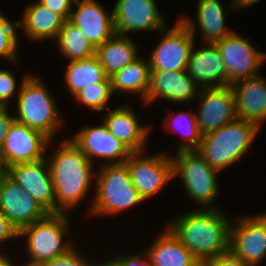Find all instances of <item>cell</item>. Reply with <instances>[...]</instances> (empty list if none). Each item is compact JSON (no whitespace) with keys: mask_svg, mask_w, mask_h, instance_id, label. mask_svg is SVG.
<instances>
[{"mask_svg":"<svg viewBox=\"0 0 266 266\" xmlns=\"http://www.w3.org/2000/svg\"><path fill=\"white\" fill-rule=\"evenodd\" d=\"M142 153H132L125 163L132 184L140 197L146 200L174 177L173 160L163 153L143 158L144 156L140 157Z\"/></svg>","mask_w":266,"mask_h":266,"instance_id":"30bf717a","label":"cell"},{"mask_svg":"<svg viewBox=\"0 0 266 266\" xmlns=\"http://www.w3.org/2000/svg\"><path fill=\"white\" fill-rule=\"evenodd\" d=\"M50 160H46L55 193V213H64L87 194L93 162L71 140H65Z\"/></svg>","mask_w":266,"mask_h":266,"instance_id":"7a4b0ae2","label":"cell"},{"mask_svg":"<svg viewBox=\"0 0 266 266\" xmlns=\"http://www.w3.org/2000/svg\"><path fill=\"white\" fill-rule=\"evenodd\" d=\"M218 210H194L180 216L168 227L201 264L230 251L232 222Z\"/></svg>","mask_w":266,"mask_h":266,"instance_id":"6da1fadb","label":"cell"},{"mask_svg":"<svg viewBox=\"0 0 266 266\" xmlns=\"http://www.w3.org/2000/svg\"><path fill=\"white\" fill-rule=\"evenodd\" d=\"M19 232L9 219L0 211V243L9 239L19 238Z\"/></svg>","mask_w":266,"mask_h":266,"instance_id":"74e56055","label":"cell"},{"mask_svg":"<svg viewBox=\"0 0 266 266\" xmlns=\"http://www.w3.org/2000/svg\"><path fill=\"white\" fill-rule=\"evenodd\" d=\"M150 76V63L137 58L110 77L112 92H138L145 102L150 87Z\"/></svg>","mask_w":266,"mask_h":266,"instance_id":"4316f807","label":"cell"},{"mask_svg":"<svg viewBox=\"0 0 266 266\" xmlns=\"http://www.w3.org/2000/svg\"><path fill=\"white\" fill-rule=\"evenodd\" d=\"M67 218L65 212L48 213L43 219L19 231V238L25 236L27 239V251L31 257L24 266H40L43 262L66 254L73 248L72 243L62 242L68 230Z\"/></svg>","mask_w":266,"mask_h":266,"instance_id":"5b68a950","label":"cell"},{"mask_svg":"<svg viewBox=\"0 0 266 266\" xmlns=\"http://www.w3.org/2000/svg\"><path fill=\"white\" fill-rule=\"evenodd\" d=\"M197 21L204 42L215 43L234 31L225 27L226 13L219 0H198Z\"/></svg>","mask_w":266,"mask_h":266,"instance_id":"83f0119b","label":"cell"},{"mask_svg":"<svg viewBox=\"0 0 266 266\" xmlns=\"http://www.w3.org/2000/svg\"><path fill=\"white\" fill-rule=\"evenodd\" d=\"M22 21H18L19 27L24 28L30 41L57 38L64 25L65 19L51 11L41 3L29 4L24 9Z\"/></svg>","mask_w":266,"mask_h":266,"instance_id":"cb8c5ba5","label":"cell"},{"mask_svg":"<svg viewBox=\"0 0 266 266\" xmlns=\"http://www.w3.org/2000/svg\"><path fill=\"white\" fill-rule=\"evenodd\" d=\"M92 266H120L114 259L111 260V261H107V262H104L103 263H96V264H93Z\"/></svg>","mask_w":266,"mask_h":266,"instance_id":"b9f144b4","label":"cell"},{"mask_svg":"<svg viewBox=\"0 0 266 266\" xmlns=\"http://www.w3.org/2000/svg\"><path fill=\"white\" fill-rule=\"evenodd\" d=\"M0 211L18 232L48 214L27 191L7 175L0 184Z\"/></svg>","mask_w":266,"mask_h":266,"instance_id":"9a60e30c","label":"cell"},{"mask_svg":"<svg viewBox=\"0 0 266 266\" xmlns=\"http://www.w3.org/2000/svg\"><path fill=\"white\" fill-rule=\"evenodd\" d=\"M259 129L255 123L237 118L232 123L203 135L196 151L220 172L245 155Z\"/></svg>","mask_w":266,"mask_h":266,"instance_id":"3957f363","label":"cell"},{"mask_svg":"<svg viewBox=\"0 0 266 266\" xmlns=\"http://www.w3.org/2000/svg\"><path fill=\"white\" fill-rule=\"evenodd\" d=\"M112 12L117 34L144 30L162 32L166 29L154 0H118Z\"/></svg>","mask_w":266,"mask_h":266,"instance_id":"2e32d148","label":"cell"},{"mask_svg":"<svg viewBox=\"0 0 266 266\" xmlns=\"http://www.w3.org/2000/svg\"><path fill=\"white\" fill-rule=\"evenodd\" d=\"M258 1L260 0H232V6H234L235 10H237L238 8L240 9V7H251L252 5L256 4Z\"/></svg>","mask_w":266,"mask_h":266,"instance_id":"ab89813d","label":"cell"},{"mask_svg":"<svg viewBox=\"0 0 266 266\" xmlns=\"http://www.w3.org/2000/svg\"><path fill=\"white\" fill-rule=\"evenodd\" d=\"M194 23L188 18H180L151 53L150 69L163 71L186 70L190 52L194 46Z\"/></svg>","mask_w":266,"mask_h":266,"instance_id":"ba28073f","label":"cell"},{"mask_svg":"<svg viewBox=\"0 0 266 266\" xmlns=\"http://www.w3.org/2000/svg\"><path fill=\"white\" fill-rule=\"evenodd\" d=\"M238 119L261 126L266 120V80L256 75L233 84Z\"/></svg>","mask_w":266,"mask_h":266,"instance_id":"44dd1931","label":"cell"},{"mask_svg":"<svg viewBox=\"0 0 266 266\" xmlns=\"http://www.w3.org/2000/svg\"><path fill=\"white\" fill-rule=\"evenodd\" d=\"M60 52L70 61L88 58L95 54V47L79 28L66 19L56 38Z\"/></svg>","mask_w":266,"mask_h":266,"instance_id":"f1b7e54d","label":"cell"},{"mask_svg":"<svg viewBox=\"0 0 266 266\" xmlns=\"http://www.w3.org/2000/svg\"><path fill=\"white\" fill-rule=\"evenodd\" d=\"M17 100L15 121L41 132L50 140L59 127L61 117L47 88L40 79L27 75L22 81Z\"/></svg>","mask_w":266,"mask_h":266,"instance_id":"277c9868","label":"cell"},{"mask_svg":"<svg viewBox=\"0 0 266 266\" xmlns=\"http://www.w3.org/2000/svg\"><path fill=\"white\" fill-rule=\"evenodd\" d=\"M215 44L227 68V86L258 75L257 68L266 59L265 53L255 50L235 32Z\"/></svg>","mask_w":266,"mask_h":266,"instance_id":"9c48e42d","label":"cell"},{"mask_svg":"<svg viewBox=\"0 0 266 266\" xmlns=\"http://www.w3.org/2000/svg\"><path fill=\"white\" fill-rule=\"evenodd\" d=\"M15 76L9 70L0 69V103L7 106L16 89Z\"/></svg>","mask_w":266,"mask_h":266,"instance_id":"836d02e7","label":"cell"},{"mask_svg":"<svg viewBox=\"0 0 266 266\" xmlns=\"http://www.w3.org/2000/svg\"><path fill=\"white\" fill-rule=\"evenodd\" d=\"M153 243L145 251L150 266H202L168 228Z\"/></svg>","mask_w":266,"mask_h":266,"instance_id":"603a6c76","label":"cell"},{"mask_svg":"<svg viewBox=\"0 0 266 266\" xmlns=\"http://www.w3.org/2000/svg\"><path fill=\"white\" fill-rule=\"evenodd\" d=\"M137 53L135 43L126 35L117 33L95 49V55L109 78L137 59Z\"/></svg>","mask_w":266,"mask_h":266,"instance_id":"d4e9b609","label":"cell"},{"mask_svg":"<svg viewBox=\"0 0 266 266\" xmlns=\"http://www.w3.org/2000/svg\"><path fill=\"white\" fill-rule=\"evenodd\" d=\"M38 2L51 9V11L60 14L65 20L70 18L71 5L74 4L72 0H39Z\"/></svg>","mask_w":266,"mask_h":266,"instance_id":"d590c367","label":"cell"},{"mask_svg":"<svg viewBox=\"0 0 266 266\" xmlns=\"http://www.w3.org/2000/svg\"><path fill=\"white\" fill-rule=\"evenodd\" d=\"M190 52L187 73L201 88L227 87V68L215 43Z\"/></svg>","mask_w":266,"mask_h":266,"instance_id":"ac0fdd59","label":"cell"},{"mask_svg":"<svg viewBox=\"0 0 266 266\" xmlns=\"http://www.w3.org/2000/svg\"><path fill=\"white\" fill-rule=\"evenodd\" d=\"M74 3L77 10L71 12L69 20L79 28L95 48L116 33L113 12L106 14L95 0H79Z\"/></svg>","mask_w":266,"mask_h":266,"instance_id":"d6986e66","label":"cell"},{"mask_svg":"<svg viewBox=\"0 0 266 266\" xmlns=\"http://www.w3.org/2000/svg\"><path fill=\"white\" fill-rule=\"evenodd\" d=\"M19 27L18 21L14 24L0 12V57L15 63L18 37L15 29Z\"/></svg>","mask_w":266,"mask_h":266,"instance_id":"1f68e13d","label":"cell"},{"mask_svg":"<svg viewBox=\"0 0 266 266\" xmlns=\"http://www.w3.org/2000/svg\"><path fill=\"white\" fill-rule=\"evenodd\" d=\"M201 89L200 109L196 115L202 135L232 123L236 115L235 95L231 86Z\"/></svg>","mask_w":266,"mask_h":266,"instance_id":"5bb4252c","label":"cell"},{"mask_svg":"<svg viewBox=\"0 0 266 266\" xmlns=\"http://www.w3.org/2000/svg\"><path fill=\"white\" fill-rule=\"evenodd\" d=\"M174 116V124L170 123L171 126L173 127V131L178 133L179 131L183 130V136L185 135L187 138V141L189 144H185L183 142L180 143L177 147V152L178 151H184V150H197L200 147L201 140H202V133L200 132V129L198 127V122L196 120V114L192 113L190 116L187 115L186 112H180L179 114L172 115ZM186 116V117H185ZM180 126H179V125ZM184 124V125H183ZM174 125V126H173ZM177 129H175L176 127ZM179 130V131H178ZM182 133V132H181Z\"/></svg>","mask_w":266,"mask_h":266,"instance_id":"f546056e","label":"cell"},{"mask_svg":"<svg viewBox=\"0 0 266 266\" xmlns=\"http://www.w3.org/2000/svg\"><path fill=\"white\" fill-rule=\"evenodd\" d=\"M98 174L91 214L117 213L144 201L131 182L126 163H108Z\"/></svg>","mask_w":266,"mask_h":266,"instance_id":"8992f818","label":"cell"},{"mask_svg":"<svg viewBox=\"0 0 266 266\" xmlns=\"http://www.w3.org/2000/svg\"><path fill=\"white\" fill-rule=\"evenodd\" d=\"M111 82H95L84 87L74 97L89 110L102 111L112 96Z\"/></svg>","mask_w":266,"mask_h":266,"instance_id":"4dcf8cb0","label":"cell"},{"mask_svg":"<svg viewBox=\"0 0 266 266\" xmlns=\"http://www.w3.org/2000/svg\"><path fill=\"white\" fill-rule=\"evenodd\" d=\"M5 175H6V170L0 166V184Z\"/></svg>","mask_w":266,"mask_h":266,"instance_id":"7bdbcfd3","label":"cell"},{"mask_svg":"<svg viewBox=\"0 0 266 266\" xmlns=\"http://www.w3.org/2000/svg\"><path fill=\"white\" fill-rule=\"evenodd\" d=\"M144 255V256H143ZM120 266H150L148 256L143 253L134 256H119L114 259Z\"/></svg>","mask_w":266,"mask_h":266,"instance_id":"f35d334b","label":"cell"},{"mask_svg":"<svg viewBox=\"0 0 266 266\" xmlns=\"http://www.w3.org/2000/svg\"><path fill=\"white\" fill-rule=\"evenodd\" d=\"M0 266H14L11 260L7 258V256L0 253Z\"/></svg>","mask_w":266,"mask_h":266,"instance_id":"60d3db41","label":"cell"},{"mask_svg":"<svg viewBox=\"0 0 266 266\" xmlns=\"http://www.w3.org/2000/svg\"><path fill=\"white\" fill-rule=\"evenodd\" d=\"M7 109V106H3L2 108H0V152L3 147L5 138L9 132V129L15 121V117H11V115L9 116Z\"/></svg>","mask_w":266,"mask_h":266,"instance_id":"8d00e7d4","label":"cell"},{"mask_svg":"<svg viewBox=\"0 0 266 266\" xmlns=\"http://www.w3.org/2000/svg\"><path fill=\"white\" fill-rule=\"evenodd\" d=\"M93 264H88L80 254L77 253L74 247L71 248L66 254L59 257H55L52 260L43 262L40 266H92Z\"/></svg>","mask_w":266,"mask_h":266,"instance_id":"d6a6232c","label":"cell"},{"mask_svg":"<svg viewBox=\"0 0 266 266\" xmlns=\"http://www.w3.org/2000/svg\"><path fill=\"white\" fill-rule=\"evenodd\" d=\"M50 139L25 124L14 121L0 152V166L4 169L17 163L36 162L45 158Z\"/></svg>","mask_w":266,"mask_h":266,"instance_id":"8fae6325","label":"cell"},{"mask_svg":"<svg viewBox=\"0 0 266 266\" xmlns=\"http://www.w3.org/2000/svg\"><path fill=\"white\" fill-rule=\"evenodd\" d=\"M95 82H111L94 54L88 58L72 60L65 73L66 86L73 97L87 85Z\"/></svg>","mask_w":266,"mask_h":266,"instance_id":"484cf974","label":"cell"},{"mask_svg":"<svg viewBox=\"0 0 266 266\" xmlns=\"http://www.w3.org/2000/svg\"><path fill=\"white\" fill-rule=\"evenodd\" d=\"M104 124L111 134L127 146L133 153L143 152L148 130L138 123L136 115L129 107H119L104 115Z\"/></svg>","mask_w":266,"mask_h":266,"instance_id":"7402d4cb","label":"cell"},{"mask_svg":"<svg viewBox=\"0 0 266 266\" xmlns=\"http://www.w3.org/2000/svg\"><path fill=\"white\" fill-rule=\"evenodd\" d=\"M71 139L91 162L97 157L114 161L112 164H122L133 153L111 134L104 122L101 126L83 129Z\"/></svg>","mask_w":266,"mask_h":266,"instance_id":"e0dca14e","label":"cell"},{"mask_svg":"<svg viewBox=\"0 0 266 266\" xmlns=\"http://www.w3.org/2000/svg\"><path fill=\"white\" fill-rule=\"evenodd\" d=\"M202 266H251L240 258L235 256L231 251L218 255L217 257L207 259Z\"/></svg>","mask_w":266,"mask_h":266,"instance_id":"e575fe53","label":"cell"},{"mask_svg":"<svg viewBox=\"0 0 266 266\" xmlns=\"http://www.w3.org/2000/svg\"><path fill=\"white\" fill-rule=\"evenodd\" d=\"M172 160L173 176L182 175L189 197L201 206H208L207 209L216 208L213 202L219 192L216 179L219 171L211 167L196 150L178 151Z\"/></svg>","mask_w":266,"mask_h":266,"instance_id":"52a82bcc","label":"cell"},{"mask_svg":"<svg viewBox=\"0 0 266 266\" xmlns=\"http://www.w3.org/2000/svg\"><path fill=\"white\" fill-rule=\"evenodd\" d=\"M196 82L186 70L163 71L151 70L150 87L145 103L157 98L173 102H187L199 96Z\"/></svg>","mask_w":266,"mask_h":266,"instance_id":"ffe728a7","label":"cell"},{"mask_svg":"<svg viewBox=\"0 0 266 266\" xmlns=\"http://www.w3.org/2000/svg\"><path fill=\"white\" fill-rule=\"evenodd\" d=\"M230 229V251L245 263L257 266L266 255V214L238 218Z\"/></svg>","mask_w":266,"mask_h":266,"instance_id":"7c38bea8","label":"cell"},{"mask_svg":"<svg viewBox=\"0 0 266 266\" xmlns=\"http://www.w3.org/2000/svg\"><path fill=\"white\" fill-rule=\"evenodd\" d=\"M5 170L6 175L27 191L41 207L48 213H55V193L46 158L13 164Z\"/></svg>","mask_w":266,"mask_h":266,"instance_id":"4fadbf2b","label":"cell"}]
</instances>
